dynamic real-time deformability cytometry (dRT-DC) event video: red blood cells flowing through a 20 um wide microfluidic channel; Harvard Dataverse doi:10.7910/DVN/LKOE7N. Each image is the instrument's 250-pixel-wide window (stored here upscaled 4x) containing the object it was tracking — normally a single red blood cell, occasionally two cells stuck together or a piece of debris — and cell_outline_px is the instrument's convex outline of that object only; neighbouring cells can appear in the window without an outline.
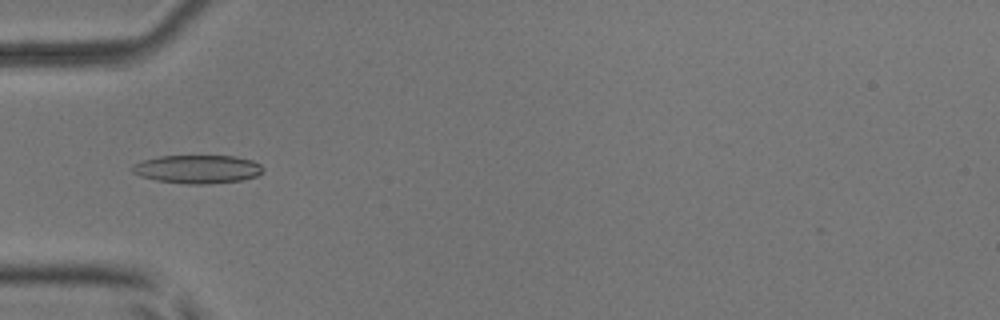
{"species": "common noctule bat (a hibernating species)", "species_latin": "Nyctalus noctula", "temperature_condition": "room temperature", "stored_images_in_passage": 41, "camera_frame_rate_fps": 3000, "um_per_image_px": 0.085, "animal": {"sex": "male", "body_mass_g": 17.9, "forearm_length_mm": 54.2}, "frame": {"image": 1, "passage_image": 9, "time_ms": 2.667, "image_size_px": [1000, 320], "cell_outline_px": [[264, 172], [256, 176], [240, 180], [208, 184], [184, 184], [156, 180], [140, 176], [132, 172], [132, 168], [136, 164], [144, 160], [160, 156], [232, 156], [252, 160], [260, 164], [264, 168]], "centroid_in_image_um": [16.82, 14.38], "position_along_channel_um": 68.2, "area_um2": 21.5}}
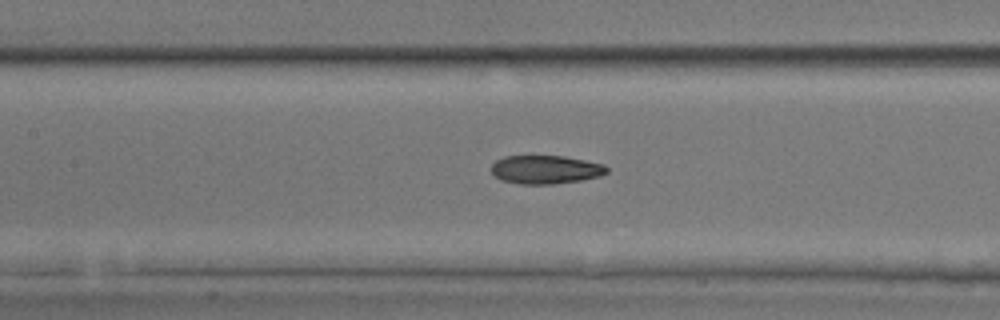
{"frame": {"image": 2, "passage_image": 16, "time_ms": 5.0, "image_size_px": [1000, 320], "cell_outline_px": [[608, 172], [600, 176], [580, 180], [552, 184], [520, 184], [500, 180], [492, 172], [492, 164], [496, 160], [504, 156], [564, 156], [604, 164], [608, 168]], "centroid_in_image_um": [46.37, 14.41], "position_along_channel_um": 161.0, "area_um2": 19.13}}
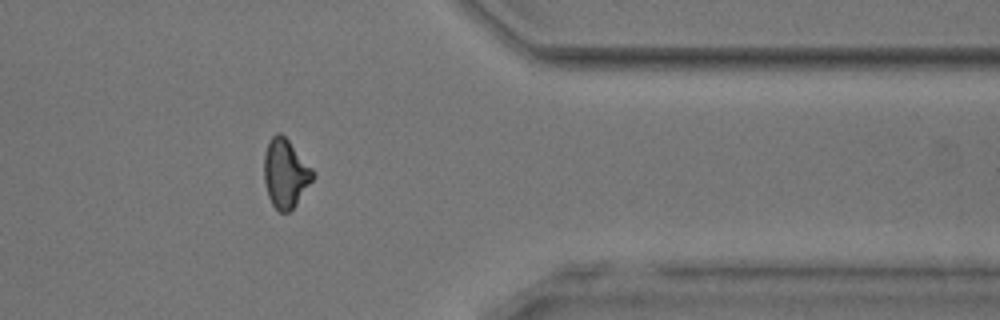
{"frame": {"image": 3, "passage_image": 34, "time_ms": 11.0, "image_size_px": [1000, 320], "cell_outline_px": [[316, 176], [296, 204], [288, 212], [280, 212], [272, 204], [268, 196], [264, 180], [264, 152], [268, 140], [276, 132], [280, 132], [288, 140], [316, 172]], "centroid_in_image_um": [24.26, 14.72], "position_along_channel_um": 387.1, "area_um2": 19.65}}